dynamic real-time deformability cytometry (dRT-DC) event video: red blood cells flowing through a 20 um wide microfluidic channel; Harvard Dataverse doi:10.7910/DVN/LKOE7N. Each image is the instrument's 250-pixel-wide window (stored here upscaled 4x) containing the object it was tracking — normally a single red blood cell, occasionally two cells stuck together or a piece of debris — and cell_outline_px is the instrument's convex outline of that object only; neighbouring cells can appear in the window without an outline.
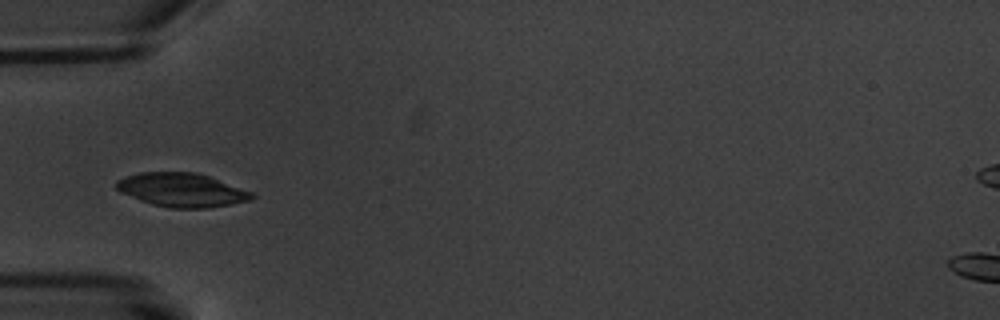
{"species": "common noctule bat (a hibernating species)", "species_latin": "Nyctalus noctula", "temperature_condition": "warm", "stored_images_in_passage": 7, "camera_frame_rate_fps": 3000, "um_per_image_px": 0.085, "animal": {"sex": "male", "body_mass_g": 20.1, "forearm_length_mm": 53.5}, "frame": {"image": 1, "passage_image": 7, "time_ms": 7.0, "image_size_px": [1000, 320], "cell_outline_px": [[256, 196], [248, 200], [232, 204], [208, 208], [168, 208], [152, 204], [140, 200], [120, 192], [116, 188], [116, 180], [124, 176], [140, 172], [196, 172], [208, 176], [252, 192]], "centroid_in_image_um": [15.41, 16.15], "position_along_channel_um": 69.6, "area_um2": 26.59}}